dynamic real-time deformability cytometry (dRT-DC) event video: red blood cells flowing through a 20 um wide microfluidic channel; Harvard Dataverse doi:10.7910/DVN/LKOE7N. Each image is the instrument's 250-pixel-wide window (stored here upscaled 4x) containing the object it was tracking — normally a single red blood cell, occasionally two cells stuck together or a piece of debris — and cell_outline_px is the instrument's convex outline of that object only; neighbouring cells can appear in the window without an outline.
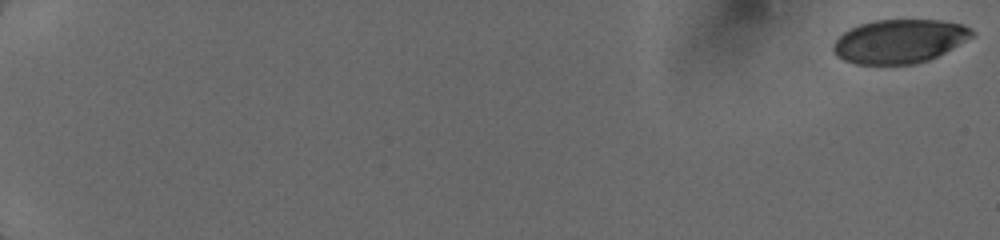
{"species": "human", "species_latin": "Homo sapiens", "temperature_condition": "cold", "stored_images_in_passage": 66, "camera_frame_rate_fps": 3000, "um_per_image_px": 0.085, "donor": {"sex": "female"}, "frame": {"image": 1, "passage_image": 1, "time_ms": 0.0, "image_size_px": [1000, 240], "cell_outline_px": [[976, 36], [928, 60], [916, 64], [856, 64], [844, 60], [836, 56], [832, 48], [832, 44], [844, 32], [860, 24], [876, 20], [940, 20], [964, 24], [972, 28], [976, 32]], "centroid_in_image_um": [76.49, 3.5], "position_along_channel_um": 8.5, "area_um2": 35.49}}
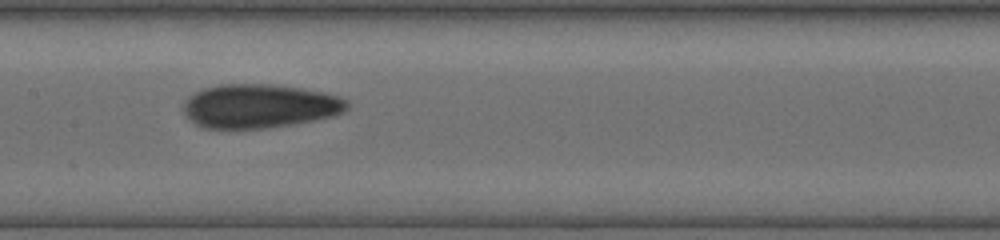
{"frame": {"image": 2, "passage_image": 36, "time_ms": 9.667, "image_size_px": [1000, 240], "cell_outline_px": [[348, 108], [344, 112], [336, 116], [292, 124], [264, 128], [200, 128], [188, 116], [184, 108], [184, 100], [188, 96], [204, 88], [220, 84], [272, 84], [304, 88], [328, 92], [348, 100]], "centroid_in_image_um": [22.11, 9.0], "position_along_channel_um": 185.3, "area_um2": 42.08}}
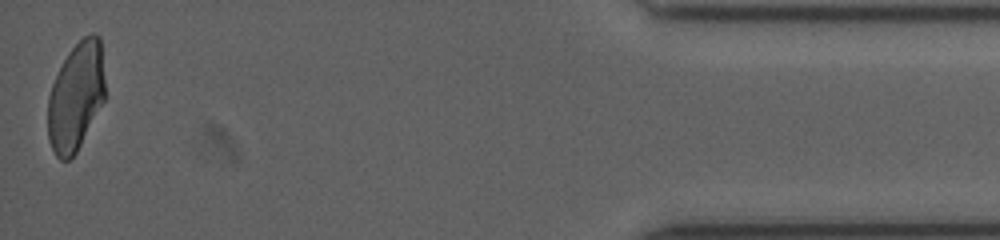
{"frame": {"image": 3, "passage_image": 64, "time_ms": 17.0, "image_size_px": [1000, 240], "cell_outline_px": [[104, 100], [76, 152], [68, 160], [60, 160], [56, 156], [48, 140], [48, 96], [52, 84], [68, 52], [84, 36], [92, 32], [100, 36], [104, 80]], "centroid_in_image_um": [6.44, 8.2], "position_along_channel_um": 428.8, "area_um2": 35.72}}